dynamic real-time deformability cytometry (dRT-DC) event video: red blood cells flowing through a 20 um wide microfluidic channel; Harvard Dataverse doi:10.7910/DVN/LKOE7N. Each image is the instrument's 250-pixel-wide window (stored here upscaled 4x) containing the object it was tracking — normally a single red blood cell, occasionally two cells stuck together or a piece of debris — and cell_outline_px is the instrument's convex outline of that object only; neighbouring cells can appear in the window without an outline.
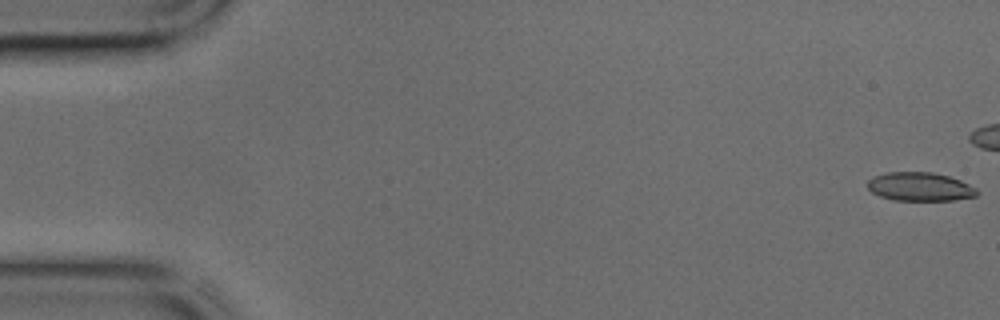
{"species": "common noctule bat (a hibernating species)", "species_latin": "Nyctalus noctula", "temperature_condition": "cold", "stored_images_in_passage": 12, "camera_frame_rate_fps": 3000, "um_per_image_px": 0.085, "animal": {"sex": "male", "body_mass_g": 17.9, "forearm_length_mm": 54.2}, "frame": {"image": 1, "passage_image": 1, "time_ms": 0.0, "image_size_px": [1000, 320], "cell_outline_px": [[980, 192], [976, 196], [952, 200], [892, 200], [880, 196], [872, 192], [868, 188], [868, 180], [872, 176], [888, 172], [932, 172], [948, 176], [960, 180], [976, 188]], "centroid_in_image_um": [78.19, 15.87], "position_along_channel_um": 6.8, "area_um2": 18.26}}